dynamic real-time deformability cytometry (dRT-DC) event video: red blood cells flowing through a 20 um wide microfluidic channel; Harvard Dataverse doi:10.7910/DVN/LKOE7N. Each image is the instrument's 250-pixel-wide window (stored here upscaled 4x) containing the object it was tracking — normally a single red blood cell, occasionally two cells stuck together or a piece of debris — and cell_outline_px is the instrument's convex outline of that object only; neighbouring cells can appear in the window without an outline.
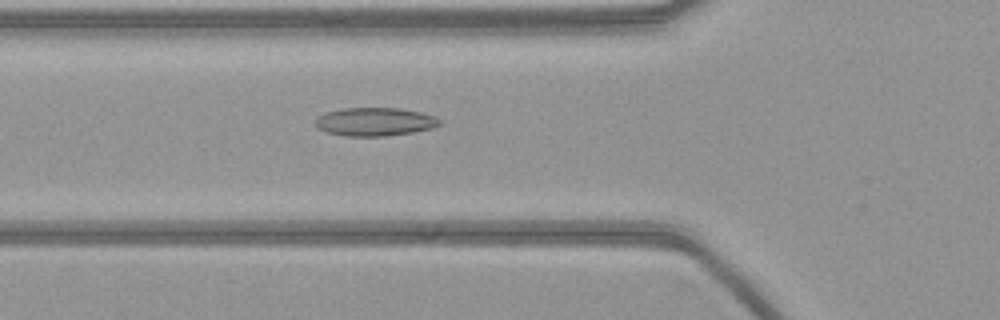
{"species": "common noctule bat (a hibernating species)", "species_latin": "Nyctalus noctula", "temperature_condition": "warm", "stored_images_in_passage": 54, "camera_frame_rate_fps": 3000, "um_per_image_px": 0.085, "animal": {"sex": "female", "body_mass_g": 21.9}, "frame": {"image": 1, "passage_image": 19, "time_ms": 6.0, "image_size_px": [1000, 320], "cell_outline_px": [[440, 124], [432, 128], [412, 132], [384, 136], [348, 136], [328, 132], [316, 128], [316, 116], [324, 112], [344, 108], [400, 108], [420, 112], [436, 116], [440, 120]], "centroid_in_image_um": [31.84, 10.34], "position_along_channel_um": 94.0, "area_um2": 20.52}}
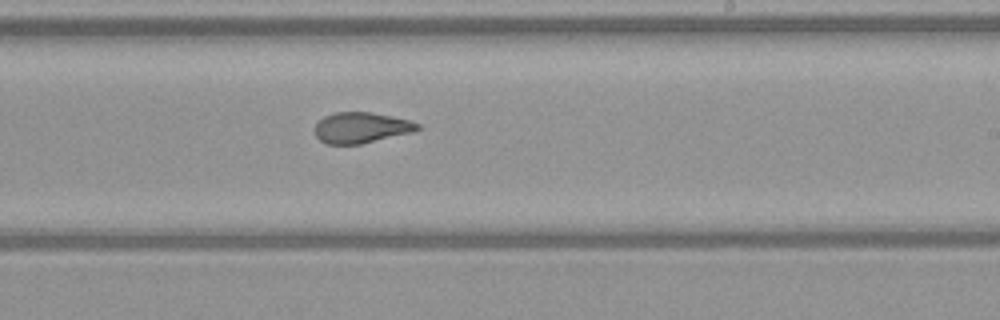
{"frame": {"image": 2, "passage_image": 32, "time_ms": 10.333, "image_size_px": [1000, 320], "cell_outline_px": [[420, 128], [412, 132], [360, 144], [324, 144], [316, 136], [316, 124], [324, 116], [336, 112], [372, 112], [412, 120], [420, 124]], "centroid_in_image_um": [30.72, 10.84], "position_along_channel_um": 258.3, "area_um2": 18.38}}
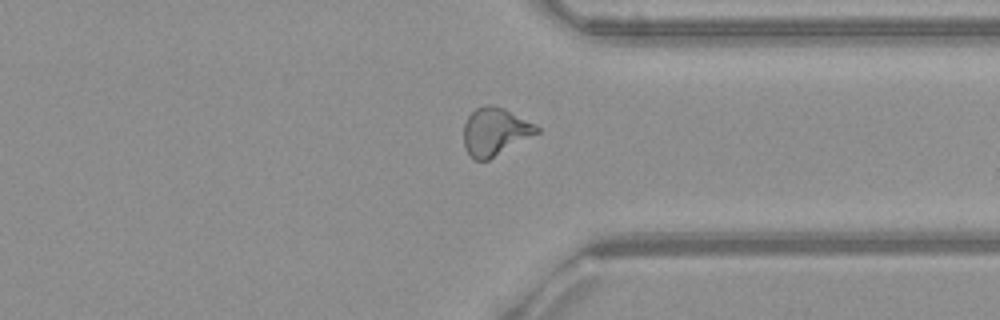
{"frame": {"image": 3, "passage_image": 41, "time_ms": 13.333, "image_size_px": [1000, 320], "cell_outline_px": [[540, 132], [488, 160], [476, 160], [464, 148], [464, 124], [468, 116], [476, 108], [488, 104], [492, 104], [504, 108], [536, 124], [540, 128]], "centroid_in_image_um": [42.09, 11.17], "position_along_channel_um": 369.3, "area_um2": 20.29}}